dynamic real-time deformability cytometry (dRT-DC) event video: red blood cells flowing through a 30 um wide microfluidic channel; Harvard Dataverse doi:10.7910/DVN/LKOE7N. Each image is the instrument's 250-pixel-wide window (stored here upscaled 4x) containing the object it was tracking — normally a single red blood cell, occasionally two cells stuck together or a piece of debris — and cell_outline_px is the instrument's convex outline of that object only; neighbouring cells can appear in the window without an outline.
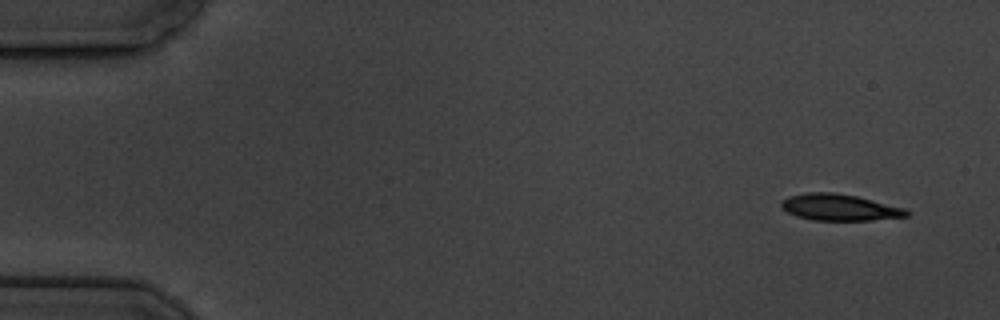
{"species": "common noctule bat (a hibernating species)", "species_latin": "Nyctalus noctula", "temperature_condition": "cold", "stored_images_in_passage": 5, "camera_frame_rate_fps": 3000, "um_per_image_px": 0.085, "animal": {"sex": "male", "body_mass_g": 19.5, "forearm_length_mm": 54.6}, "frame": {"image": 1, "passage_image": 1, "time_ms": 0.0, "image_size_px": [1000, 320], "cell_outline_px": [[912, 212], [908, 216], [872, 220], [812, 220], [796, 216], [788, 212], [780, 204], [780, 200], [788, 196], [808, 192], [832, 192], [856, 196], [904, 208]], "centroid_in_image_um": [71.34, 17.62], "position_along_channel_um": 13.7, "area_um2": 19.25}}